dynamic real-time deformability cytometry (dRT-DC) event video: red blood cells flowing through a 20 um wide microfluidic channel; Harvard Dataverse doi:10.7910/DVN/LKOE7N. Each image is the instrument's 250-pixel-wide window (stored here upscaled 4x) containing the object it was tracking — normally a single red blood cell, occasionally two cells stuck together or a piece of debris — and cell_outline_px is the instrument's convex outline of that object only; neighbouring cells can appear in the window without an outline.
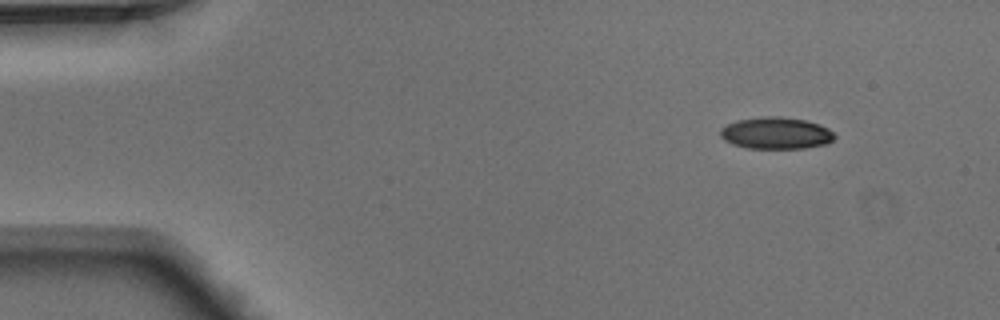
{"species": "Egyptian fruit bat (a non-hibernating species)", "species_latin": "Rousettus aegyptiacus", "temperature_condition": "warm", "stored_images_in_passage": 4, "camera_frame_rate_fps": 3000, "um_per_image_px": 0.085, "animal": {"sex": "male"}, "frame": {"image": 1, "passage_image": 1, "time_ms": 0.0, "image_size_px": [1000, 320], "cell_outline_px": [[836, 136], [828, 144], [804, 148], [748, 148], [732, 144], [724, 140], [720, 136], [720, 128], [736, 120], [764, 116], [780, 116], [804, 120], [820, 124], [828, 128]], "centroid_in_image_um": [65.96, 11.31], "position_along_channel_um": 19.0, "area_um2": 21.27}}
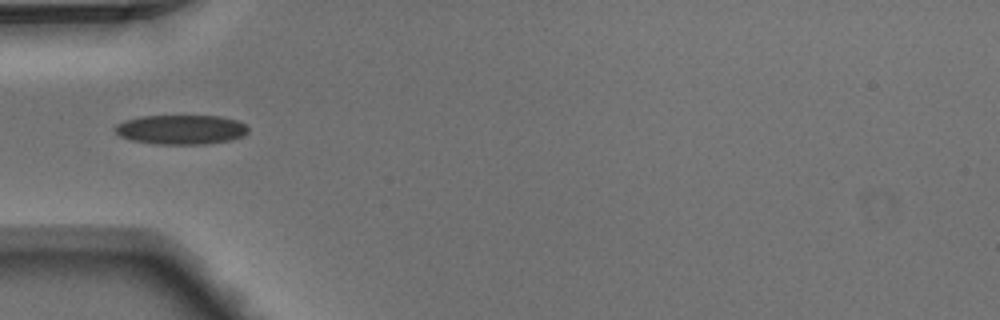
{"frame": {"image": 2, "passage_image": 4, "time_ms": 1.0, "image_size_px": [1000, 320], "cell_outline_px": [[248, 132], [244, 136], [232, 140], [204, 144], [156, 144], [132, 140], [120, 136], [112, 128], [116, 124], [124, 120], [140, 116], [220, 116], [236, 120], [244, 124], [248, 128]], "centroid_in_image_um": [15.37, 11.01], "position_along_channel_um": 69.6, "area_um2": 23.0}}